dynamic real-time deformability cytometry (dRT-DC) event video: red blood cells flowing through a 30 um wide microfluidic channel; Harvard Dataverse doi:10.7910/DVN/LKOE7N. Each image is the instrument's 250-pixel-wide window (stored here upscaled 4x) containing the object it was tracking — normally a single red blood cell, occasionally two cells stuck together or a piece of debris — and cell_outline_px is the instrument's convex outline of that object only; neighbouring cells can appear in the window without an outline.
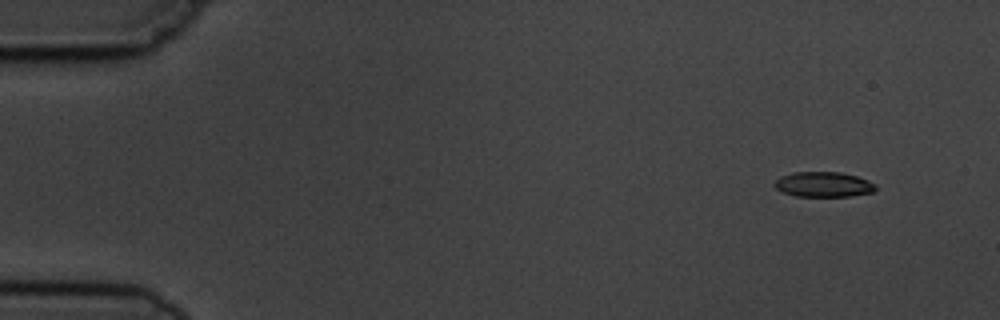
{"species": "common noctule bat (a hibernating species)", "species_latin": "Nyctalus noctula", "temperature_condition": "cold", "stored_images_in_passage": 15, "camera_frame_rate_fps": 3000, "um_per_image_px": 0.085, "animal": {"sex": "male", "body_mass_g": 19.5, "forearm_length_mm": 54.6}, "frame": {"image": 1, "passage_image": 2, "time_ms": 1.333, "image_size_px": [1000, 320], "cell_outline_px": [[876, 188], [872, 192], [848, 196], [796, 196], [784, 192], [776, 188], [776, 180], [780, 176], [792, 172], [840, 172], [856, 176], [868, 180], [876, 184]], "centroid_in_image_um": [70.01, 15.67], "position_along_channel_um": 15.0, "area_um2": 14.62}}
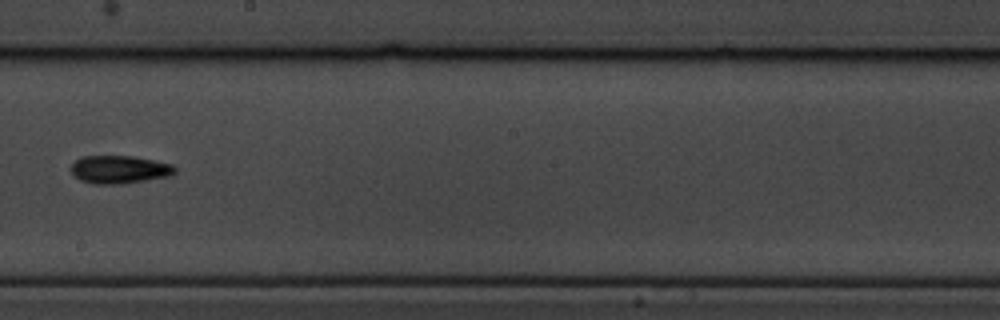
{"frame": {"image": 2, "passage_image": 9, "time_ms": 10.333, "image_size_px": [1000, 320], "cell_outline_px": [[176, 172], [168, 176], [120, 184], [92, 184], [80, 180], [72, 172], [72, 164], [76, 160], [84, 156], [132, 156], [172, 164], [176, 168]], "centroid_in_image_um": [10.14, 14.41], "position_along_channel_um": 238.1, "area_um2": 16.7}}
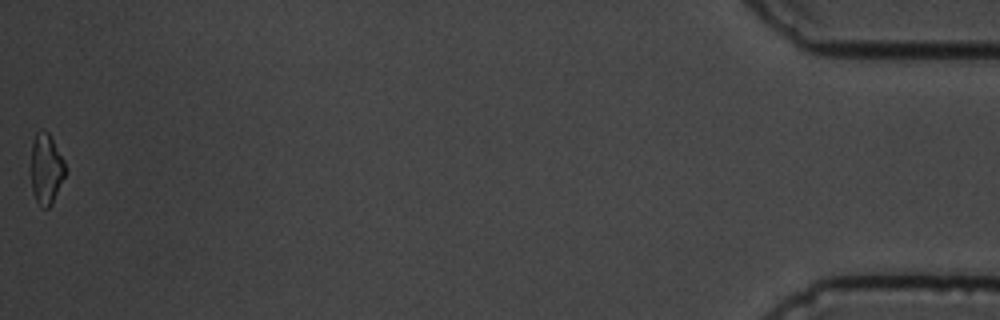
{"frame": {"image": 3, "passage_image": 15, "time_ms": 18.0, "image_size_px": [1000, 320], "cell_outline_px": [[64, 176], [52, 204], [48, 208], [40, 208], [32, 192], [32, 140], [36, 132], [40, 128], [44, 128], [48, 132], [64, 160]], "centroid_in_image_um": [3.9, 14.34], "position_along_channel_um": 431.3, "area_um2": 13.99}, "authors_computed_cell_mechanics": {"area_um2": 15.5482, "velocity_mm_per_s": 3.7444, "shape_relaxation_time_tau1_ms": 2.4776, "shape_relaxation_time_tau2_ms": 11.1975, "deformation_change_tau1": 0.085, "deformation_change_tau2": 0.2458}}